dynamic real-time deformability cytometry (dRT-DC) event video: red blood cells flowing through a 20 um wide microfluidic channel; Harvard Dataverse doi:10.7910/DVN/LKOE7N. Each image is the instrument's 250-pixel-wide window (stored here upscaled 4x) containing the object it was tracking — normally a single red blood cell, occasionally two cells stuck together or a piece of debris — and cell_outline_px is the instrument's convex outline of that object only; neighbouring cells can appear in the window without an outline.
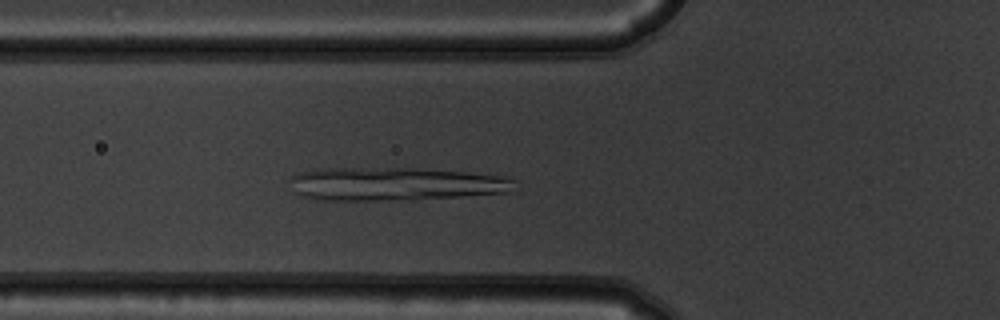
{"species": "common noctule bat (a hibernating species)", "species_latin": "Nyctalus noctula", "temperature_condition": "warm", "stored_images_in_passage": 51, "camera_frame_rate_fps": 3000, "um_per_image_px": 0.085, "animal": {"sex": "male", "body_mass_g": 19.5, "forearm_length_mm": 54.6}, "frame": {"image": 1, "passage_image": 17, "time_ms": 5.333, "image_size_px": [1000, 320], "cell_outline_px": [[516, 180], [512, 192], [460, 196], [380, 200], [324, 200], [300, 196], [292, 192], [292, 176], [300, 172], [316, 168], [416, 168], [512, 176]], "centroid_in_image_um": [33.6, 15.62], "position_along_channel_um": 92.2, "area_um2": 43.64}}
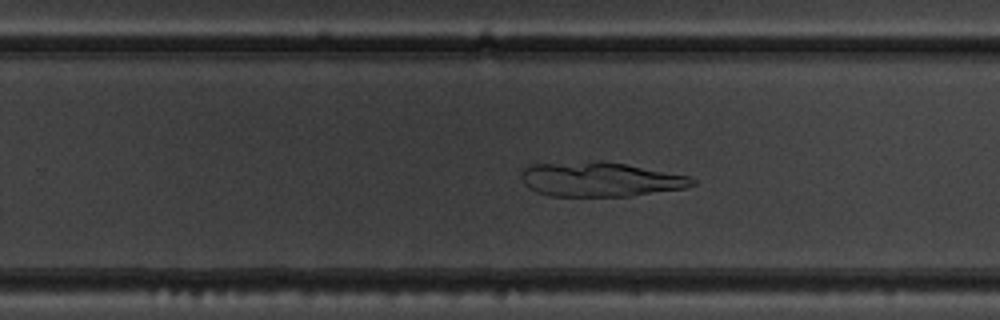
{"frame": {"image": 2, "passage_image": 32, "time_ms": 10.333, "image_size_px": [1000, 320], "cell_outline_px": [[696, 184], [684, 188], [632, 196], [548, 196], [536, 192], [528, 188], [524, 184], [524, 168], [528, 164], [600, 160], [624, 164], [688, 176], [696, 180]], "centroid_in_image_um": [50.99, 15.24], "position_along_channel_um": 278.8, "area_um2": 34.33}}
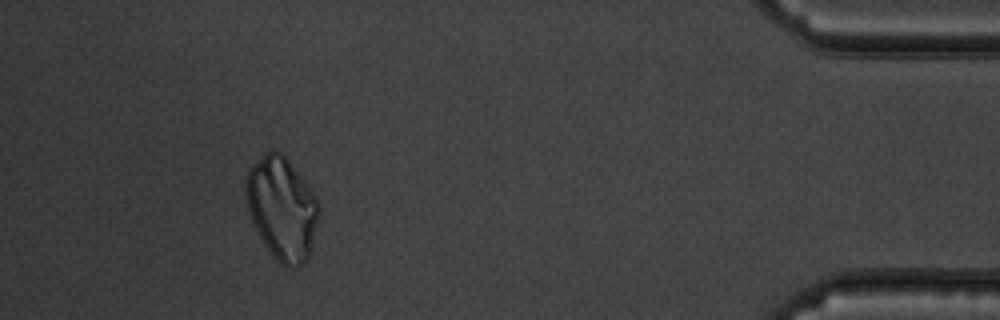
{"frame": {"image": 3, "passage_image": 47, "time_ms": 15.333, "image_size_px": [1000, 320], "cell_outline_px": [[320, 212], [308, 260], [296, 268], [288, 268], [280, 264], [264, 244], [248, 212], [244, 196], [244, 180], [248, 168], [272, 148], [280, 152], [288, 160], [312, 192], [320, 204]], "centroid_in_image_um": [23.94, 17.72], "position_along_channel_um": 411.3, "area_um2": 43.75}}